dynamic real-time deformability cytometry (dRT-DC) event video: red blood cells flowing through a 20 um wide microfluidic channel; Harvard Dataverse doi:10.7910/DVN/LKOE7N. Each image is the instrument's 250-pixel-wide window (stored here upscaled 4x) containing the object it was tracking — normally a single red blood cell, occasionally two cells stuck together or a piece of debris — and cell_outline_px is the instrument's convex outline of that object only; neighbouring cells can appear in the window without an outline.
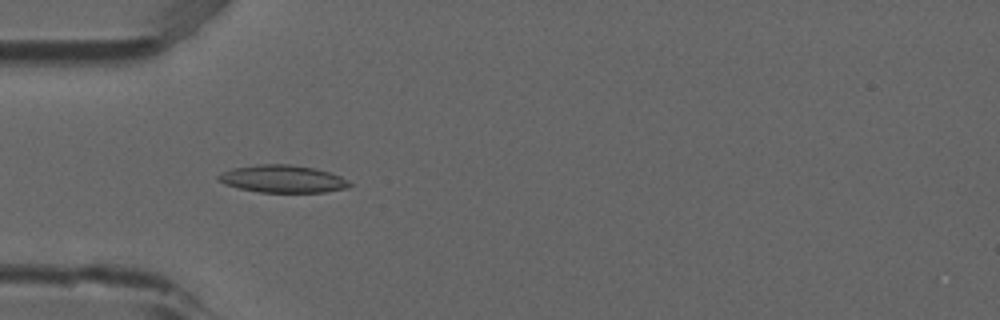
{"species": "common noctule bat (a hibernating species)", "species_latin": "Nyctalus noctula", "temperature_condition": "room temperature", "stored_images_in_passage": 6, "camera_frame_rate_fps": 3000, "um_per_image_px": 0.085, "animal": {"sex": "male", "forearm_length_mm": 52.5}, "frame": {"image": 1, "passage_image": 5, "time_ms": 1.333, "image_size_px": [1000, 320], "cell_outline_px": [[352, 184], [348, 188], [324, 192], [260, 192], [240, 188], [224, 184], [216, 180], [216, 176], [232, 168], [256, 164], [288, 164], [312, 168], [328, 172], [340, 176], [348, 180]], "centroid_in_image_um": [24.0, 15.21], "position_along_channel_um": 61.0, "area_um2": 20.92}}
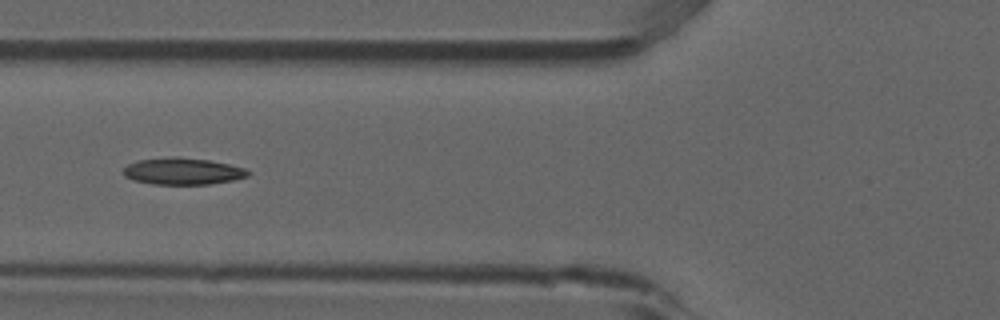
{"frame": {"image": 2, "passage_image": 6, "time_ms": 1.667, "image_size_px": [1000, 320], "cell_outline_px": [[252, 172], [248, 176], [232, 180], [208, 184], [152, 184], [132, 180], [124, 176], [124, 168], [128, 164], [140, 160], [172, 156], [180, 156], [208, 160], [228, 164], [244, 168]], "centroid_in_image_um": [15.52, 14.55], "position_along_channel_um": 110.3, "area_um2": 19.42}}